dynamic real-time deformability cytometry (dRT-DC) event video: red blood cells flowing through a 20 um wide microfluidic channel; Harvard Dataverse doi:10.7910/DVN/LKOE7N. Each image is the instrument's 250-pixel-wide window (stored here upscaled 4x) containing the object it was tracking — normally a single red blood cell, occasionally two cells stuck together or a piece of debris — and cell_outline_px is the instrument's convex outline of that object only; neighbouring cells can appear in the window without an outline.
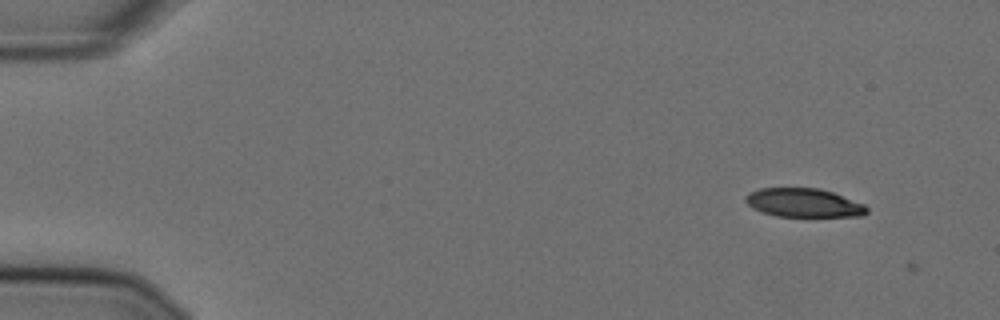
{"species": "Egyptian fruit bat (a non-hibernating species)", "species_latin": "Rousettus aegyptiacus", "temperature_condition": "cold", "stored_images_in_passage": 3, "camera_frame_rate_fps": 3000, "um_per_image_px": 0.085, "animal": {"sex": "female"}, "frame": {"image": 1, "passage_image": 2, "time_ms": 0.333, "image_size_px": [1000, 320], "cell_outline_px": [[868, 212], [864, 216], [776, 216], [752, 208], [744, 200], [744, 196], [748, 192], [760, 188], [820, 188], [832, 192], [864, 204], [868, 208]], "centroid_in_image_um": [68.3, 17.23], "position_along_channel_um": 16.7, "area_um2": 20.29}}